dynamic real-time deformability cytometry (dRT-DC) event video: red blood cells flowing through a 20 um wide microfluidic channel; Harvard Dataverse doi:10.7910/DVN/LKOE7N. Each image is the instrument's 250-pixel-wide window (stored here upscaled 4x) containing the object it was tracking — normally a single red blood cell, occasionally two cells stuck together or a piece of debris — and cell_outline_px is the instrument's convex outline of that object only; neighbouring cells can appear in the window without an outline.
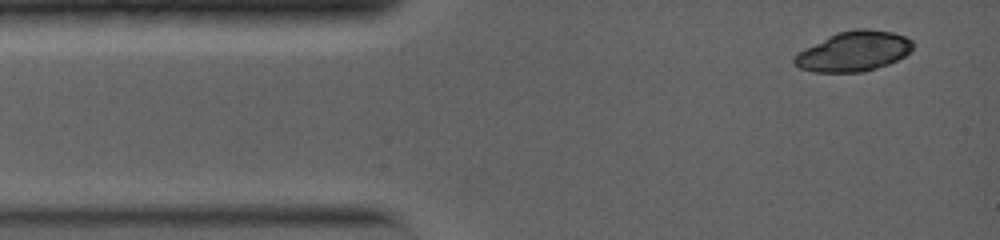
{"species": "common noctule bat (a hibernating species)", "species_latin": "Nyctalus noctula", "temperature_condition": "warm", "stored_images_in_passage": 4, "camera_frame_rate_fps": 5000, "um_per_image_px": 0.085, "animal": {"sex": "female", "body_mass_g": 19.0, "forearm_length_mm": 56.7}, "frame": {"image": 1, "passage_image": 1, "time_ms": 0.0, "image_size_px": [1000, 240], "cell_outline_px": [[912, 48], [904, 56], [888, 64], [864, 72], [812, 72], [800, 68], [792, 60], [792, 56], [796, 52], [836, 32], [856, 28], [868, 28], [892, 32], [904, 36], [912, 40]], "centroid_in_image_um": [72.52, 4.36], "position_along_channel_um": 12.5, "area_um2": 27.74}}